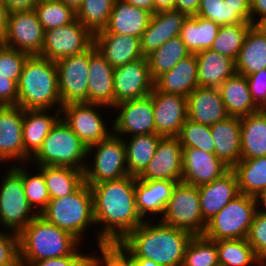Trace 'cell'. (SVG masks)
Instances as JSON below:
<instances>
[{
	"label": "cell",
	"instance_id": "cell-1",
	"mask_svg": "<svg viewBox=\"0 0 266 266\" xmlns=\"http://www.w3.org/2000/svg\"><path fill=\"white\" fill-rule=\"evenodd\" d=\"M135 182L136 177L128 175L89 185L95 224L102 226L96 232L98 246L120 243L144 222L136 208Z\"/></svg>",
	"mask_w": 266,
	"mask_h": 266
},
{
	"label": "cell",
	"instance_id": "cell-2",
	"mask_svg": "<svg viewBox=\"0 0 266 266\" xmlns=\"http://www.w3.org/2000/svg\"><path fill=\"white\" fill-rule=\"evenodd\" d=\"M192 237L188 231L146 220L117 245L130 258L153 260L159 266H182Z\"/></svg>",
	"mask_w": 266,
	"mask_h": 266
},
{
	"label": "cell",
	"instance_id": "cell-3",
	"mask_svg": "<svg viewBox=\"0 0 266 266\" xmlns=\"http://www.w3.org/2000/svg\"><path fill=\"white\" fill-rule=\"evenodd\" d=\"M18 106L24 110H61L56 63L40 56H29L18 82Z\"/></svg>",
	"mask_w": 266,
	"mask_h": 266
},
{
	"label": "cell",
	"instance_id": "cell-4",
	"mask_svg": "<svg viewBox=\"0 0 266 266\" xmlns=\"http://www.w3.org/2000/svg\"><path fill=\"white\" fill-rule=\"evenodd\" d=\"M22 266L39 260L71 255L81 244L71 233L37 215L19 234Z\"/></svg>",
	"mask_w": 266,
	"mask_h": 266
},
{
	"label": "cell",
	"instance_id": "cell-5",
	"mask_svg": "<svg viewBox=\"0 0 266 266\" xmlns=\"http://www.w3.org/2000/svg\"><path fill=\"white\" fill-rule=\"evenodd\" d=\"M40 215L81 242L86 230L96 225L91 187L84 182L74 193L50 199Z\"/></svg>",
	"mask_w": 266,
	"mask_h": 266
},
{
	"label": "cell",
	"instance_id": "cell-6",
	"mask_svg": "<svg viewBox=\"0 0 266 266\" xmlns=\"http://www.w3.org/2000/svg\"><path fill=\"white\" fill-rule=\"evenodd\" d=\"M30 161L36 166L70 167L84 171L88 163L87 147L60 118Z\"/></svg>",
	"mask_w": 266,
	"mask_h": 266
},
{
	"label": "cell",
	"instance_id": "cell-7",
	"mask_svg": "<svg viewBox=\"0 0 266 266\" xmlns=\"http://www.w3.org/2000/svg\"><path fill=\"white\" fill-rule=\"evenodd\" d=\"M15 163L8 166L0 184V227L19 234L38 214L24 192L22 164Z\"/></svg>",
	"mask_w": 266,
	"mask_h": 266
},
{
	"label": "cell",
	"instance_id": "cell-8",
	"mask_svg": "<svg viewBox=\"0 0 266 266\" xmlns=\"http://www.w3.org/2000/svg\"><path fill=\"white\" fill-rule=\"evenodd\" d=\"M256 210L255 197L240 193L207 221L203 236L213 241L247 238Z\"/></svg>",
	"mask_w": 266,
	"mask_h": 266
},
{
	"label": "cell",
	"instance_id": "cell-9",
	"mask_svg": "<svg viewBox=\"0 0 266 266\" xmlns=\"http://www.w3.org/2000/svg\"><path fill=\"white\" fill-rule=\"evenodd\" d=\"M92 152L94 154H92ZM90 153L93 162L86 164L84 182L94 185L102 181L117 180L128 176L124 139L113 132L104 140L87 148V159Z\"/></svg>",
	"mask_w": 266,
	"mask_h": 266
},
{
	"label": "cell",
	"instance_id": "cell-10",
	"mask_svg": "<svg viewBox=\"0 0 266 266\" xmlns=\"http://www.w3.org/2000/svg\"><path fill=\"white\" fill-rule=\"evenodd\" d=\"M159 221L188 231L193 236L203 235L207 222L201 214L198 187L183 182L177 183Z\"/></svg>",
	"mask_w": 266,
	"mask_h": 266
},
{
	"label": "cell",
	"instance_id": "cell-11",
	"mask_svg": "<svg viewBox=\"0 0 266 266\" xmlns=\"http://www.w3.org/2000/svg\"><path fill=\"white\" fill-rule=\"evenodd\" d=\"M102 107L110 112V107L93 103H69L61 108L62 120L87 148L106 139L113 132L112 126L107 129L106 120L98 112Z\"/></svg>",
	"mask_w": 266,
	"mask_h": 266
},
{
	"label": "cell",
	"instance_id": "cell-12",
	"mask_svg": "<svg viewBox=\"0 0 266 266\" xmlns=\"http://www.w3.org/2000/svg\"><path fill=\"white\" fill-rule=\"evenodd\" d=\"M94 44V35L77 19L68 25L44 31L40 57L51 61L85 52Z\"/></svg>",
	"mask_w": 266,
	"mask_h": 266
},
{
	"label": "cell",
	"instance_id": "cell-13",
	"mask_svg": "<svg viewBox=\"0 0 266 266\" xmlns=\"http://www.w3.org/2000/svg\"><path fill=\"white\" fill-rule=\"evenodd\" d=\"M0 42L29 56H39L43 48L44 29L35 10L8 13Z\"/></svg>",
	"mask_w": 266,
	"mask_h": 266
},
{
	"label": "cell",
	"instance_id": "cell-14",
	"mask_svg": "<svg viewBox=\"0 0 266 266\" xmlns=\"http://www.w3.org/2000/svg\"><path fill=\"white\" fill-rule=\"evenodd\" d=\"M55 63L62 106L69 103H88L90 48Z\"/></svg>",
	"mask_w": 266,
	"mask_h": 266
},
{
	"label": "cell",
	"instance_id": "cell-15",
	"mask_svg": "<svg viewBox=\"0 0 266 266\" xmlns=\"http://www.w3.org/2000/svg\"><path fill=\"white\" fill-rule=\"evenodd\" d=\"M113 108L115 109L114 111H119L114 122L111 123L115 135L127 138V135L131 137L134 135L155 134L151 93L139 99L121 102ZM124 134H126V137H123Z\"/></svg>",
	"mask_w": 266,
	"mask_h": 266
},
{
	"label": "cell",
	"instance_id": "cell-16",
	"mask_svg": "<svg viewBox=\"0 0 266 266\" xmlns=\"http://www.w3.org/2000/svg\"><path fill=\"white\" fill-rule=\"evenodd\" d=\"M153 88L146 57L114 68V106L148 96Z\"/></svg>",
	"mask_w": 266,
	"mask_h": 266
},
{
	"label": "cell",
	"instance_id": "cell-17",
	"mask_svg": "<svg viewBox=\"0 0 266 266\" xmlns=\"http://www.w3.org/2000/svg\"><path fill=\"white\" fill-rule=\"evenodd\" d=\"M151 99L155 134L162 137H177L188 119L187 97L160 92L153 88Z\"/></svg>",
	"mask_w": 266,
	"mask_h": 266
},
{
	"label": "cell",
	"instance_id": "cell-18",
	"mask_svg": "<svg viewBox=\"0 0 266 266\" xmlns=\"http://www.w3.org/2000/svg\"><path fill=\"white\" fill-rule=\"evenodd\" d=\"M182 146L177 137H161L156 152L140 180H182Z\"/></svg>",
	"mask_w": 266,
	"mask_h": 266
},
{
	"label": "cell",
	"instance_id": "cell-19",
	"mask_svg": "<svg viewBox=\"0 0 266 266\" xmlns=\"http://www.w3.org/2000/svg\"><path fill=\"white\" fill-rule=\"evenodd\" d=\"M230 168L215 154L196 148L182 149L181 182L200 187L220 178Z\"/></svg>",
	"mask_w": 266,
	"mask_h": 266
},
{
	"label": "cell",
	"instance_id": "cell-20",
	"mask_svg": "<svg viewBox=\"0 0 266 266\" xmlns=\"http://www.w3.org/2000/svg\"><path fill=\"white\" fill-rule=\"evenodd\" d=\"M24 109L18 105L0 106V164L11 160L24 163Z\"/></svg>",
	"mask_w": 266,
	"mask_h": 266
},
{
	"label": "cell",
	"instance_id": "cell-21",
	"mask_svg": "<svg viewBox=\"0 0 266 266\" xmlns=\"http://www.w3.org/2000/svg\"><path fill=\"white\" fill-rule=\"evenodd\" d=\"M88 103L114 107V68L93 44L90 47Z\"/></svg>",
	"mask_w": 266,
	"mask_h": 266
},
{
	"label": "cell",
	"instance_id": "cell-22",
	"mask_svg": "<svg viewBox=\"0 0 266 266\" xmlns=\"http://www.w3.org/2000/svg\"><path fill=\"white\" fill-rule=\"evenodd\" d=\"M187 17L185 13L177 10L153 13L147 29L140 38L143 56L146 57L169 39L179 36Z\"/></svg>",
	"mask_w": 266,
	"mask_h": 266
},
{
	"label": "cell",
	"instance_id": "cell-23",
	"mask_svg": "<svg viewBox=\"0 0 266 266\" xmlns=\"http://www.w3.org/2000/svg\"><path fill=\"white\" fill-rule=\"evenodd\" d=\"M188 119L212 126L229 115L218 88L198 86L187 96Z\"/></svg>",
	"mask_w": 266,
	"mask_h": 266
},
{
	"label": "cell",
	"instance_id": "cell-24",
	"mask_svg": "<svg viewBox=\"0 0 266 266\" xmlns=\"http://www.w3.org/2000/svg\"><path fill=\"white\" fill-rule=\"evenodd\" d=\"M198 189L201 214L206 222L240 194L237 177L232 169L211 183L198 187Z\"/></svg>",
	"mask_w": 266,
	"mask_h": 266
},
{
	"label": "cell",
	"instance_id": "cell-25",
	"mask_svg": "<svg viewBox=\"0 0 266 266\" xmlns=\"http://www.w3.org/2000/svg\"><path fill=\"white\" fill-rule=\"evenodd\" d=\"M177 184L176 181L167 180H140L136 177L135 201L140 217L146 221H152V217L157 214L162 217L165 207L170 200L172 190ZM155 214V215H154ZM146 215V217H145ZM149 215V216H147Z\"/></svg>",
	"mask_w": 266,
	"mask_h": 266
},
{
	"label": "cell",
	"instance_id": "cell-26",
	"mask_svg": "<svg viewBox=\"0 0 266 266\" xmlns=\"http://www.w3.org/2000/svg\"><path fill=\"white\" fill-rule=\"evenodd\" d=\"M152 13L130 5L125 0H115L108 25L96 34H121L141 38L151 20Z\"/></svg>",
	"mask_w": 266,
	"mask_h": 266
},
{
	"label": "cell",
	"instance_id": "cell-27",
	"mask_svg": "<svg viewBox=\"0 0 266 266\" xmlns=\"http://www.w3.org/2000/svg\"><path fill=\"white\" fill-rule=\"evenodd\" d=\"M48 112L52 111L48 109L24 110L22 132L25 164L30 165V159L39 151L44 139L61 118V110L56 109L53 114Z\"/></svg>",
	"mask_w": 266,
	"mask_h": 266
},
{
	"label": "cell",
	"instance_id": "cell-28",
	"mask_svg": "<svg viewBox=\"0 0 266 266\" xmlns=\"http://www.w3.org/2000/svg\"><path fill=\"white\" fill-rule=\"evenodd\" d=\"M94 45L117 68L143 58L140 38L121 34H94Z\"/></svg>",
	"mask_w": 266,
	"mask_h": 266
},
{
	"label": "cell",
	"instance_id": "cell-29",
	"mask_svg": "<svg viewBox=\"0 0 266 266\" xmlns=\"http://www.w3.org/2000/svg\"><path fill=\"white\" fill-rule=\"evenodd\" d=\"M210 129L215 144L214 154L232 169L241 160L240 117L228 116Z\"/></svg>",
	"mask_w": 266,
	"mask_h": 266
},
{
	"label": "cell",
	"instance_id": "cell-30",
	"mask_svg": "<svg viewBox=\"0 0 266 266\" xmlns=\"http://www.w3.org/2000/svg\"><path fill=\"white\" fill-rule=\"evenodd\" d=\"M198 86V66L195 54L181 59L172 70L154 80L156 90L184 97H187Z\"/></svg>",
	"mask_w": 266,
	"mask_h": 266
},
{
	"label": "cell",
	"instance_id": "cell-31",
	"mask_svg": "<svg viewBox=\"0 0 266 266\" xmlns=\"http://www.w3.org/2000/svg\"><path fill=\"white\" fill-rule=\"evenodd\" d=\"M266 69V32L252 25L235 60V72L248 76Z\"/></svg>",
	"mask_w": 266,
	"mask_h": 266
},
{
	"label": "cell",
	"instance_id": "cell-32",
	"mask_svg": "<svg viewBox=\"0 0 266 266\" xmlns=\"http://www.w3.org/2000/svg\"><path fill=\"white\" fill-rule=\"evenodd\" d=\"M198 66V85L218 88L235 73V61L211 49L195 54Z\"/></svg>",
	"mask_w": 266,
	"mask_h": 266
},
{
	"label": "cell",
	"instance_id": "cell-33",
	"mask_svg": "<svg viewBox=\"0 0 266 266\" xmlns=\"http://www.w3.org/2000/svg\"><path fill=\"white\" fill-rule=\"evenodd\" d=\"M218 89L229 116L241 118L260 110L251 98L245 75L235 72Z\"/></svg>",
	"mask_w": 266,
	"mask_h": 266
},
{
	"label": "cell",
	"instance_id": "cell-34",
	"mask_svg": "<svg viewBox=\"0 0 266 266\" xmlns=\"http://www.w3.org/2000/svg\"><path fill=\"white\" fill-rule=\"evenodd\" d=\"M241 159L266 156V113L259 110L240 118Z\"/></svg>",
	"mask_w": 266,
	"mask_h": 266
},
{
	"label": "cell",
	"instance_id": "cell-35",
	"mask_svg": "<svg viewBox=\"0 0 266 266\" xmlns=\"http://www.w3.org/2000/svg\"><path fill=\"white\" fill-rule=\"evenodd\" d=\"M220 25L201 16H188L183 22L180 38L191 54L210 49L216 39Z\"/></svg>",
	"mask_w": 266,
	"mask_h": 266
},
{
	"label": "cell",
	"instance_id": "cell-36",
	"mask_svg": "<svg viewBox=\"0 0 266 266\" xmlns=\"http://www.w3.org/2000/svg\"><path fill=\"white\" fill-rule=\"evenodd\" d=\"M162 136L158 134H142L124 138L127 169L130 176L139 177L156 152Z\"/></svg>",
	"mask_w": 266,
	"mask_h": 266
},
{
	"label": "cell",
	"instance_id": "cell-37",
	"mask_svg": "<svg viewBox=\"0 0 266 266\" xmlns=\"http://www.w3.org/2000/svg\"><path fill=\"white\" fill-rule=\"evenodd\" d=\"M44 176L50 199L66 197L84 183L83 170L60 166H37Z\"/></svg>",
	"mask_w": 266,
	"mask_h": 266
},
{
	"label": "cell",
	"instance_id": "cell-38",
	"mask_svg": "<svg viewBox=\"0 0 266 266\" xmlns=\"http://www.w3.org/2000/svg\"><path fill=\"white\" fill-rule=\"evenodd\" d=\"M232 170L236 174L241 194L256 197L266 189V156L241 159Z\"/></svg>",
	"mask_w": 266,
	"mask_h": 266
},
{
	"label": "cell",
	"instance_id": "cell-39",
	"mask_svg": "<svg viewBox=\"0 0 266 266\" xmlns=\"http://www.w3.org/2000/svg\"><path fill=\"white\" fill-rule=\"evenodd\" d=\"M190 54L180 36L169 39L146 56L152 79L155 80L163 73L172 70L181 59Z\"/></svg>",
	"mask_w": 266,
	"mask_h": 266
},
{
	"label": "cell",
	"instance_id": "cell-40",
	"mask_svg": "<svg viewBox=\"0 0 266 266\" xmlns=\"http://www.w3.org/2000/svg\"><path fill=\"white\" fill-rule=\"evenodd\" d=\"M216 247L220 266L258 265L259 260L246 238L216 240Z\"/></svg>",
	"mask_w": 266,
	"mask_h": 266
},
{
	"label": "cell",
	"instance_id": "cell-41",
	"mask_svg": "<svg viewBox=\"0 0 266 266\" xmlns=\"http://www.w3.org/2000/svg\"><path fill=\"white\" fill-rule=\"evenodd\" d=\"M115 0H83L76 19L93 35L108 25Z\"/></svg>",
	"mask_w": 266,
	"mask_h": 266
},
{
	"label": "cell",
	"instance_id": "cell-42",
	"mask_svg": "<svg viewBox=\"0 0 266 266\" xmlns=\"http://www.w3.org/2000/svg\"><path fill=\"white\" fill-rule=\"evenodd\" d=\"M251 26V22L221 26L210 49L235 61Z\"/></svg>",
	"mask_w": 266,
	"mask_h": 266
},
{
	"label": "cell",
	"instance_id": "cell-43",
	"mask_svg": "<svg viewBox=\"0 0 266 266\" xmlns=\"http://www.w3.org/2000/svg\"><path fill=\"white\" fill-rule=\"evenodd\" d=\"M34 10L44 31L68 25L76 19V12L60 0H39Z\"/></svg>",
	"mask_w": 266,
	"mask_h": 266
},
{
	"label": "cell",
	"instance_id": "cell-44",
	"mask_svg": "<svg viewBox=\"0 0 266 266\" xmlns=\"http://www.w3.org/2000/svg\"><path fill=\"white\" fill-rule=\"evenodd\" d=\"M182 266H220L216 241L193 236L187 244Z\"/></svg>",
	"mask_w": 266,
	"mask_h": 266
},
{
	"label": "cell",
	"instance_id": "cell-45",
	"mask_svg": "<svg viewBox=\"0 0 266 266\" xmlns=\"http://www.w3.org/2000/svg\"><path fill=\"white\" fill-rule=\"evenodd\" d=\"M177 138L182 148H196L214 154V140L208 125L187 119Z\"/></svg>",
	"mask_w": 266,
	"mask_h": 266
},
{
	"label": "cell",
	"instance_id": "cell-46",
	"mask_svg": "<svg viewBox=\"0 0 266 266\" xmlns=\"http://www.w3.org/2000/svg\"><path fill=\"white\" fill-rule=\"evenodd\" d=\"M25 165V163H22V181L24 192L29 205L38 215H40V213L47 207L50 196L42 172L39 170L36 174H30L27 166Z\"/></svg>",
	"mask_w": 266,
	"mask_h": 266
},
{
	"label": "cell",
	"instance_id": "cell-47",
	"mask_svg": "<svg viewBox=\"0 0 266 266\" xmlns=\"http://www.w3.org/2000/svg\"><path fill=\"white\" fill-rule=\"evenodd\" d=\"M197 16L210 19L216 24L231 25L245 21L224 0H200Z\"/></svg>",
	"mask_w": 266,
	"mask_h": 266
},
{
	"label": "cell",
	"instance_id": "cell-48",
	"mask_svg": "<svg viewBox=\"0 0 266 266\" xmlns=\"http://www.w3.org/2000/svg\"><path fill=\"white\" fill-rule=\"evenodd\" d=\"M28 54L0 42V75L8 76L17 84Z\"/></svg>",
	"mask_w": 266,
	"mask_h": 266
},
{
	"label": "cell",
	"instance_id": "cell-49",
	"mask_svg": "<svg viewBox=\"0 0 266 266\" xmlns=\"http://www.w3.org/2000/svg\"><path fill=\"white\" fill-rule=\"evenodd\" d=\"M98 247L101 254H91L90 266H133L132 259L117 244Z\"/></svg>",
	"mask_w": 266,
	"mask_h": 266
},
{
	"label": "cell",
	"instance_id": "cell-50",
	"mask_svg": "<svg viewBox=\"0 0 266 266\" xmlns=\"http://www.w3.org/2000/svg\"><path fill=\"white\" fill-rule=\"evenodd\" d=\"M246 239L257 259L266 260V213L256 210Z\"/></svg>",
	"mask_w": 266,
	"mask_h": 266
},
{
	"label": "cell",
	"instance_id": "cell-51",
	"mask_svg": "<svg viewBox=\"0 0 266 266\" xmlns=\"http://www.w3.org/2000/svg\"><path fill=\"white\" fill-rule=\"evenodd\" d=\"M0 229V266L22 264L19 258V236Z\"/></svg>",
	"mask_w": 266,
	"mask_h": 266
},
{
	"label": "cell",
	"instance_id": "cell-52",
	"mask_svg": "<svg viewBox=\"0 0 266 266\" xmlns=\"http://www.w3.org/2000/svg\"><path fill=\"white\" fill-rule=\"evenodd\" d=\"M251 98L260 109L266 108V69L246 76Z\"/></svg>",
	"mask_w": 266,
	"mask_h": 266
},
{
	"label": "cell",
	"instance_id": "cell-53",
	"mask_svg": "<svg viewBox=\"0 0 266 266\" xmlns=\"http://www.w3.org/2000/svg\"><path fill=\"white\" fill-rule=\"evenodd\" d=\"M79 249V250H78ZM91 254L80 251V246L71 255L60 258L39 260L29 266H90Z\"/></svg>",
	"mask_w": 266,
	"mask_h": 266
},
{
	"label": "cell",
	"instance_id": "cell-54",
	"mask_svg": "<svg viewBox=\"0 0 266 266\" xmlns=\"http://www.w3.org/2000/svg\"><path fill=\"white\" fill-rule=\"evenodd\" d=\"M18 105V84L0 75V106Z\"/></svg>",
	"mask_w": 266,
	"mask_h": 266
},
{
	"label": "cell",
	"instance_id": "cell-55",
	"mask_svg": "<svg viewBox=\"0 0 266 266\" xmlns=\"http://www.w3.org/2000/svg\"><path fill=\"white\" fill-rule=\"evenodd\" d=\"M245 21L251 22V0H224Z\"/></svg>",
	"mask_w": 266,
	"mask_h": 266
},
{
	"label": "cell",
	"instance_id": "cell-56",
	"mask_svg": "<svg viewBox=\"0 0 266 266\" xmlns=\"http://www.w3.org/2000/svg\"><path fill=\"white\" fill-rule=\"evenodd\" d=\"M8 13L34 10L39 0H2Z\"/></svg>",
	"mask_w": 266,
	"mask_h": 266
},
{
	"label": "cell",
	"instance_id": "cell-57",
	"mask_svg": "<svg viewBox=\"0 0 266 266\" xmlns=\"http://www.w3.org/2000/svg\"><path fill=\"white\" fill-rule=\"evenodd\" d=\"M255 18L258 20H256ZM265 19H266V0H251V24L259 25Z\"/></svg>",
	"mask_w": 266,
	"mask_h": 266
},
{
	"label": "cell",
	"instance_id": "cell-58",
	"mask_svg": "<svg viewBox=\"0 0 266 266\" xmlns=\"http://www.w3.org/2000/svg\"><path fill=\"white\" fill-rule=\"evenodd\" d=\"M200 0H175V10L185 13L187 16L197 14Z\"/></svg>",
	"mask_w": 266,
	"mask_h": 266
},
{
	"label": "cell",
	"instance_id": "cell-59",
	"mask_svg": "<svg viewBox=\"0 0 266 266\" xmlns=\"http://www.w3.org/2000/svg\"><path fill=\"white\" fill-rule=\"evenodd\" d=\"M175 10V0H154V13Z\"/></svg>",
	"mask_w": 266,
	"mask_h": 266
},
{
	"label": "cell",
	"instance_id": "cell-60",
	"mask_svg": "<svg viewBox=\"0 0 266 266\" xmlns=\"http://www.w3.org/2000/svg\"><path fill=\"white\" fill-rule=\"evenodd\" d=\"M130 5L145 9L152 14L154 13V0H125Z\"/></svg>",
	"mask_w": 266,
	"mask_h": 266
},
{
	"label": "cell",
	"instance_id": "cell-61",
	"mask_svg": "<svg viewBox=\"0 0 266 266\" xmlns=\"http://www.w3.org/2000/svg\"><path fill=\"white\" fill-rule=\"evenodd\" d=\"M8 12L2 0H0V41L2 40L7 22Z\"/></svg>",
	"mask_w": 266,
	"mask_h": 266
},
{
	"label": "cell",
	"instance_id": "cell-62",
	"mask_svg": "<svg viewBox=\"0 0 266 266\" xmlns=\"http://www.w3.org/2000/svg\"><path fill=\"white\" fill-rule=\"evenodd\" d=\"M256 205H257V211H260L262 213H266V189L261 191L256 197ZM263 207V208H261ZM260 207V208H259Z\"/></svg>",
	"mask_w": 266,
	"mask_h": 266
},
{
	"label": "cell",
	"instance_id": "cell-63",
	"mask_svg": "<svg viewBox=\"0 0 266 266\" xmlns=\"http://www.w3.org/2000/svg\"><path fill=\"white\" fill-rule=\"evenodd\" d=\"M133 266H159L155 261L145 258H131Z\"/></svg>",
	"mask_w": 266,
	"mask_h": 266
},
{
	"label": "cell",
	"instance_id": "cell-64",
	"mask_svg": "<svg viewBox=\"0 0 266 266\" xmlns=\"http://www.w3.org/2000/svg\"><path fill=\"white\" fill-rule=\"evenodd\" d=\"M67 7L71 8L74 12H77L79 7L81 6L83 0H60Z\"/></svg>",
	"mask_w": 266,
	"mask_h": 266
},
{
	"label": "cell",
	"instance_id": "cell-65",
	"mask_svg": "<svg viewBox=\"0 0 266 266\" xmlns=\"http://www.w3.org/2000/svg\"><path fill=\"white\" fill-rule=\"evenodd\" d=\"M258 26L266 32V19L263 20Z\"/></svg>",
	"mask_w": 266,
	"mask_h": 266
},
{
	"label": "cell",
	"instance_id": "cell-66",
	"mask_svg": "<svg viewBox=\"0 0 266 266\" xmlns=\"http://www.w3.org/2000/svg\"><path fill=\"white\" fill-rule=\"evenodd\" d=\"M257 266H266V260L258 261Z\"/></svg>",
	"mask_w": 266,
	"mask_h": 266
},
{
	"label": "cell",
	"instance_id": "cell-67",
	"mask_svg": "<svg viewBox=\"0 0 266 266\" xmlns=\"http://www.w3.org/2000/svg\"><path fill=\"white\" fill-rule=\"evenodd\" d=\"M3 266H22V264H10V265H3Z\"/></svg>",
	"mask_w": 266,
	"mask_h": 266
}]
</instances>
